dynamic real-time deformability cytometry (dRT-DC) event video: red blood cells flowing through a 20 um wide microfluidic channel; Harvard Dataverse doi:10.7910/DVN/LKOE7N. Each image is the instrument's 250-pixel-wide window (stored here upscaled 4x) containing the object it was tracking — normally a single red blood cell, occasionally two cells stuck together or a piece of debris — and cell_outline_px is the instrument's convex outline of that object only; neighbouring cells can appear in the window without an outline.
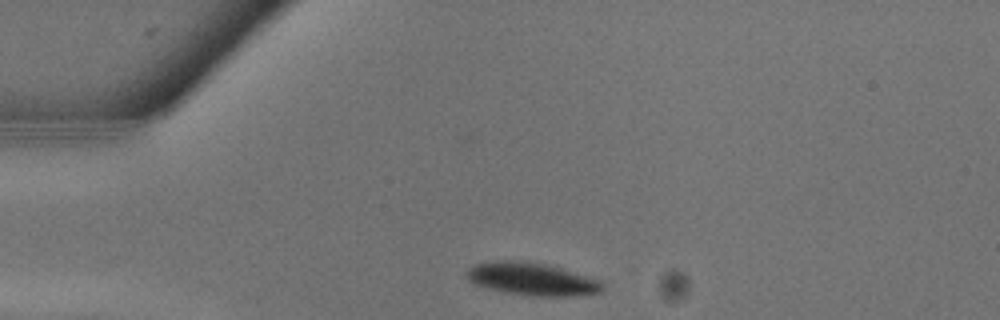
{"species": "common noctule bat (a hibernating species)", "species_latin": "Nyctalus noctula", "temperature_condition": "warm", "stored_images_in_passage": 16, "camera_frame_rate_fps": 3000, "um_per_image_px": 0.085, "animal": {"sex": "male", "body_mass_g": 13.3}, "frame": {"image": 1, "passage_image": 1, "time_ms": 0.0, "image_size_px": [1000, 320], "cell_outline_px": [[604, 288], [600, 292], [572, 296], [532, 296], [508, 292], [488, 288], [472, 284], [464, 276], [464, 272], [468, 268], [476, 264], [496, 260], [524, 260], [548, 264], [604, 280]], "centroid_in_image_um": [45.22, 23.7], "position_along_channel_um": 39.8, "area_um2": 26.41}}
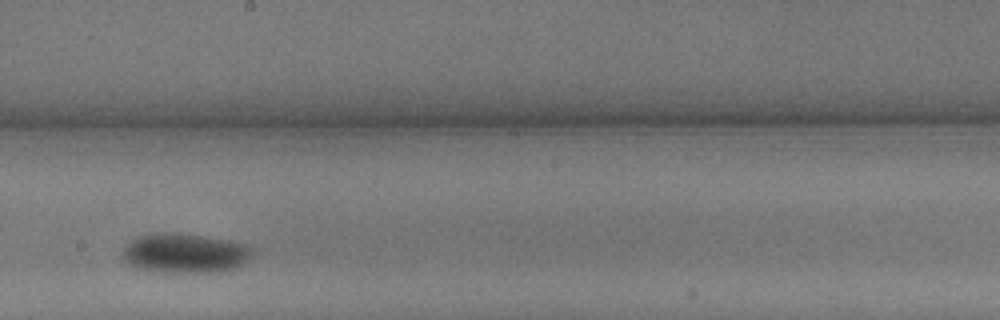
{"frame": {"image": 2, "passage_image": 10, "time_ms": 3.0, "image_size_px": [1000, 320], "cell_outline_px": [[256, 252], [252, 260], [236, 268], [216, 272], [164, 272], [132, 268], [120, 256], [124, 248], [132, 240], [140, 236], [172, 232], [228, 240], [252, 244]], "centroid_in_image_um": [15.81, 21.54], "position_along_channel_um": 232.4, "area_um2": 30.4}}
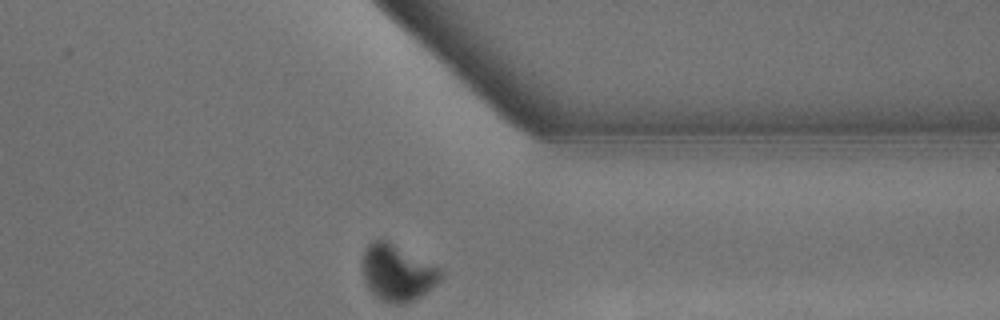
{"frame": {"image": 3, "passage_image": 16, "time_ms": 5.0, "image_size_px": [1000, 320], "cell_outline_px": [[444, 272], [440, 280], [436, 284], [420, 296], [412, 300], [400, 304], [396, 304], [384, 300], [376, 296], [368, 288], [364, 280], [364, 248], [372, 240], [388, 240], [444, 268]], "centroid_in_image_um": [33.83, 23.14], "position_along_channel_um": 377.6, "area_um2": 25.72}}